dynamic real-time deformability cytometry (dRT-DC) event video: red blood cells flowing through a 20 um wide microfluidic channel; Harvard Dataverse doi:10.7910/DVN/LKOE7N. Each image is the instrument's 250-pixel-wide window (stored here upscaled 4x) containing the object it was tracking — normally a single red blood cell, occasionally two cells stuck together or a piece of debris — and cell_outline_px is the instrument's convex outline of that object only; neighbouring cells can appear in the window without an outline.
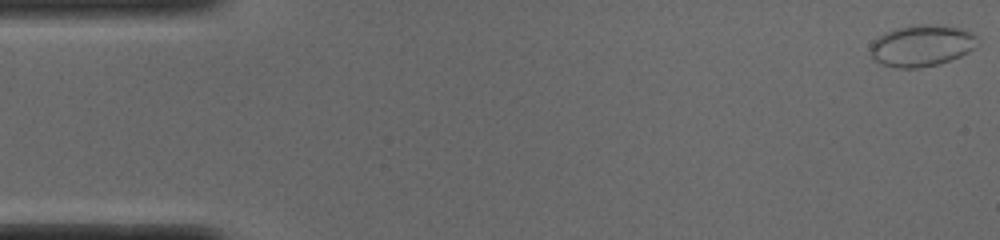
{"species": "common noctule bat (a hibernating species)", "species_latin": "Nyctalus noctula", "temperature_condition": "cold", "stored_images_in_passage": 51, "camera_frame_rate_fps": 3000, "um_per_image_px": 0.085, "animal": {"sex": "male", "body_mass_g": 19.0, "forearm_length_mm": 50.8}, "frame": {"image": 1, "passage_image": 1, "time_ms": 0.0, "image_size_px": [1000, 240], "cell_outline_px": [[980, 40], [976, 48], [960, 56], [940, 64], [916, 68], [896, 68], [880, 64], [872, 60], [868, 52], [872, 40], [876, 36], [884, 32], [896, 28], [920, 24], [936, 24], [960, 28], [976, 36]], "centroid_in_image_um": [78.29, 3.89], "position_along_channel_um": 6.7, "area_um2": 26.47}}
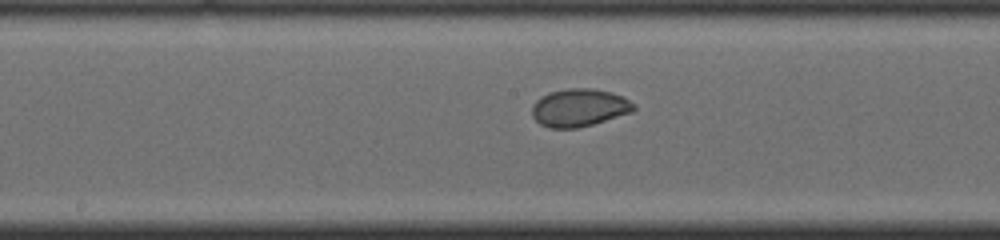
{"frame": {"image": 2, "passage_image": 26, "time_ms": 8.333, "image_size_px": [1000, 240], "cell_outline_px": [[636, 108], [632, 112], [592, 124], [576, 128], [548, 128], [540, 124], [532, 116], [532, 104], [536, 100], [548, 92], [568, 88], [592, 88], [612, 92], [624, 96], [636, 104]], "centroid_in_image_um": [49.24, 9.14], "position_along_channel_um": 199.0, "area_um2": 22.6}}
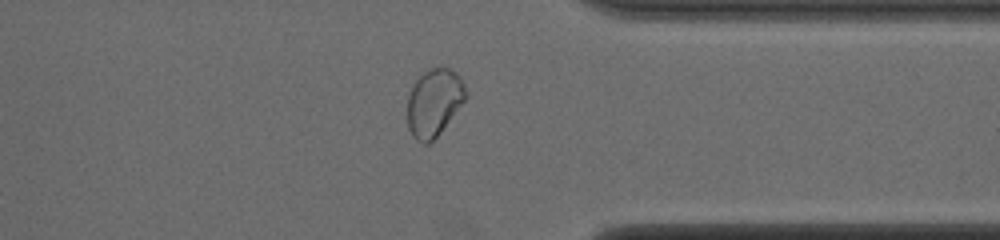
{"frame": {"image": 3, "passage_image": 40, "time_ms": 13.0, "image_size_px": [1000, 240], "cell_outline_px": [[468, 96], [440, 132], [428, 144], [424, 144], [416, 140], [412, 136], [408, 128], [408, 96], [416, 80], [428, 68], [448, 68], [456, 72], [464, 84], [468, 92]], "centroid_in_image_um": [36.9, 8.71], "position_along_channel_um": 374.5, "area_um2": 22.77}, "authors_computed_cell_mechanics": {"area_um2": 23.2934, "velocity_mm_per_s": 3.8763, "shape_relaxation_time_tau1_ms": 6.5772, "shape_relaxation_time_tau2_ms": null, "deformation_change_tau1": 0.1203, "deformation_change_tau2": null}}